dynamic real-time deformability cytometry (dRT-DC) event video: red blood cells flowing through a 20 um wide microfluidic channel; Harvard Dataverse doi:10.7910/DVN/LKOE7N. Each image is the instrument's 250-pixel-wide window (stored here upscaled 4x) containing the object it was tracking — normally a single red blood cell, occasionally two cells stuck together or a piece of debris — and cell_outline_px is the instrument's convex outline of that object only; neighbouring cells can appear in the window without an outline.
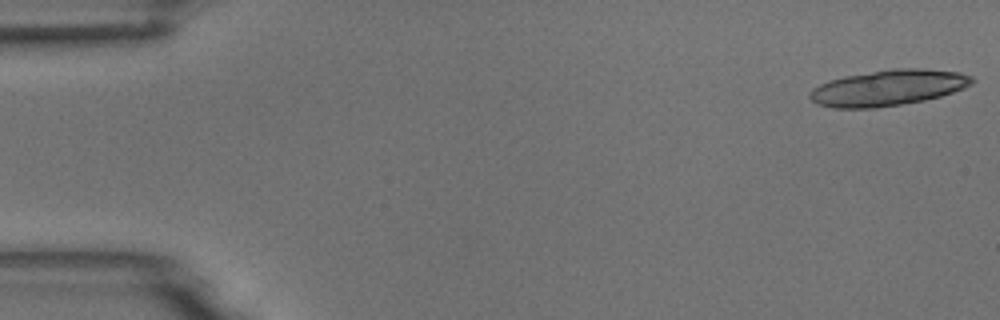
{"species": "common noctule bat (a hibernating species)", "species_latin": "Nyctalus noctula", "temperature_condition": "room temperature", "stored_images_in_passage": 11, "camera_frame_rate_fps": 3000, "um_per_image_px": 0.085, "animal": {"sex": "male", "body_mass_g": 18.8}, "frame": {"image": 1, "passage_image": 1, "time_ms": 0.0, "image_size_px": [1000, 320], "cell_outline_px": [[976, 80], [972, 84], [964, 88], [940, 96], [924, 100], [876, 108], [832, 108], [816, 104], [808, 96], [812, 88], [820, 84], [844, 76], [892, 68], [924, 68], [960, 72], [972, 76]], "centroid_in_image_um": [75.5, 7.46], "position_along_channel_um": 9.5, "area_um2": 33.99}}
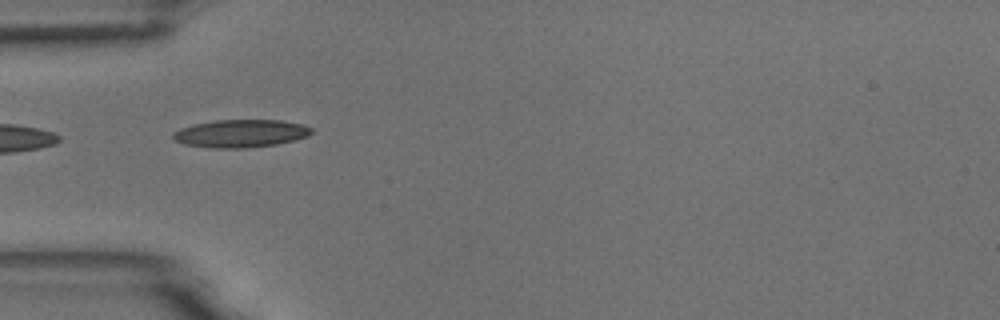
{"frame": {"image": 2, "passage_image": 5, "time_ms": 1.333, "image_size_px": [1000, 320], "cell_outline_px": [[312, 132], [308, 136], [276, 144], [244, 148], [212, 148], [184, 144], [176, 140], [172, 136], [172, 132], [180, 128], [192, 124], [216, 120], [280, 120], [304, 124], [312, 128]], "centroid_in_image_um": [20.44, 11.33], "position_along_channel_um": 64.6, "area_um2": 22.43}}
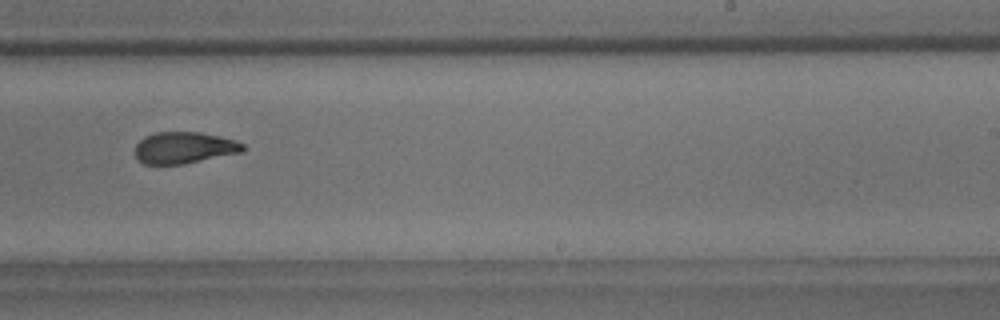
{"frame": {"image": 3, "passage_image": 10, "time_ms": 3.0, "image_size_px": [1000, 320], "cell_outline_px": [[244, 148], [240, 152], [184, 164], [144, 164], [136, 160], [136, 144], [144, 136], [156, 132], [200, 132], [220, 136], [244, 144]], "centroid_in_image_um": [15.6, 12.55], "position_along_channel_um": 273.4, "area_um2": 19.71}}